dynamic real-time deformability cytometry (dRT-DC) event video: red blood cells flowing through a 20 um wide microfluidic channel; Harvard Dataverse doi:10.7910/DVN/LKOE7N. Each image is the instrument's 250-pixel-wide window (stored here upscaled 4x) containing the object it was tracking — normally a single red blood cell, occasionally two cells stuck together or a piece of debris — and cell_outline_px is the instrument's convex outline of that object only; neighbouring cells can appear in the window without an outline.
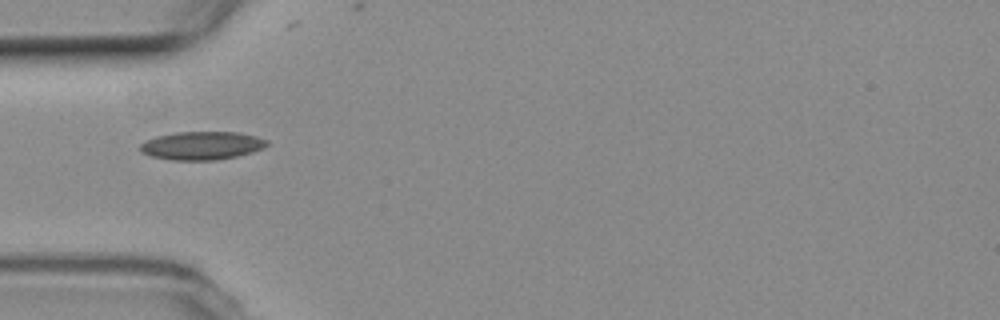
{"species": "common noctule bat (a hibernating species)", "species_latin": "Nyctalus noctula", "temperature_condition": "room temperature", "stored_images_in_passage": 7, "camera_frame_rate_fps": 3000, "um_per_image_px": 0.085, "animal": {"sex": "female", "body_mass_g": 19.3, "forearm_length_mm": 54.1}, "frame": {"image": 1, "passage_image": 5, "time_ms": 4.667, "image_size_px": [1000, 320], "cell_outline_px": [[268, 144], [264, 148], [252, 152], [236, 156], [216, 160], [172, 160], [152, 156], [144, 152], [140, 148], [140, 144], [144, 140], [156, 136], [176, 132], [236, 132], [256, 136], [268, 140]], "centroid_in_image_um": [17.17, 12.37], "position_along_channel_um": 67.8, "area_um2": 20.81}}
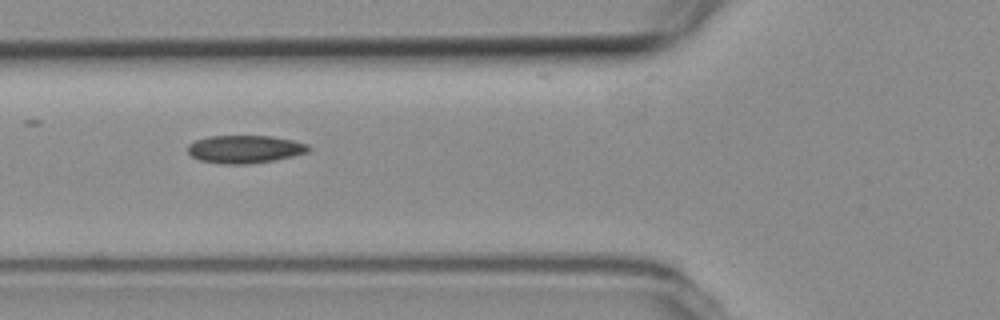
{"frame": {"image": 2, "passage_image": 6, "time_ms": 5.667, "image_size_px": [1000, 320], "cell_outline_px": [[312, 148], [308, 152], [292, 156], [272, 160], [248, 164], [224, 164], [200, 160], [192, 156], [188, 152], [188, 144], [196, 140], [208, 136], [272, 136], [292, 140], [308, 144]], "centroid_in_image_um": [20.82, 12.67], "position_along_channel_um": 105.0, "area_um2": 19.54}}
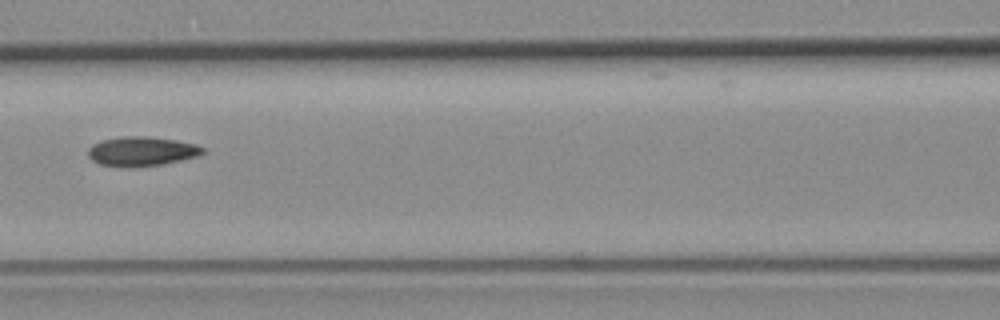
{"frame": {"image": 3, "passage_image": 7, "time_ms": 7.0, "image_size_px": [1000, 320], "cell_outline_px": [[204, 152], [200, 156], [164, 164], [132, 168], [100, 164], [92, 160], [88, 156], [88, 148], [92, 144], [100, 140], [120, 136], [148, 136], [176, 140], [196, 144], [204, 148]], "centroid_in_image_um": [12.04, 12.86], "position_along_channel_um": 154.6, "area_um2": 20.0}}